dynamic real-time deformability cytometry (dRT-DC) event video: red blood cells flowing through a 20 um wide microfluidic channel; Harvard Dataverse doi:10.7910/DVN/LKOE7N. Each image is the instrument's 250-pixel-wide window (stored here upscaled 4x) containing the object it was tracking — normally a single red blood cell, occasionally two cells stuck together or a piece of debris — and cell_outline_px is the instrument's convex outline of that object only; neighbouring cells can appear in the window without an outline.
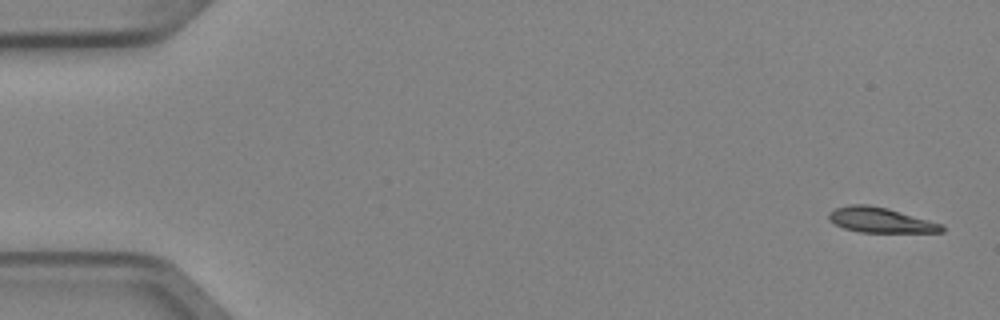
{"species": "Egyptian fruit bat (a non-hibernating species)", "species_latin": "Rousettus aegyptiacus", "temperature_condition": "cold", "stored_images_in_passage": 6, "camera_frame_rate_fps": 3000, "um_per_image_px": 0.085, "animal": {"sex": "female"}, "frame": {"image": 1, "passage_image": 1, "time_ms": 0.0, "image_size_px": [1000, 320], "cell_outline_px": [[944, 232], [860, 232], [844, 228], [828, 220], [828, 212], [836, 208], [848, 204], [868, 204], [888, 208], [944, 224]], "centroid_in_image_um": [74.84, 18.69], "position_along_channel_um": 10.2, "area_um2": 16.65}}
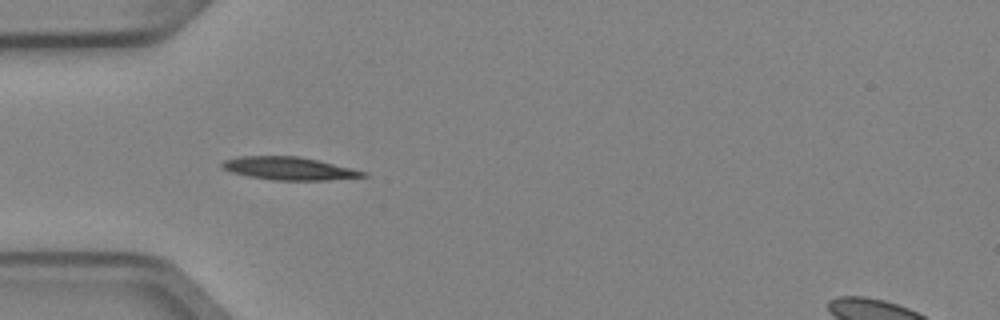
{"frame": {"image": 2, "passage_image": 5, "time_ms": 1.333, "image_size_px": [1000, 320], "cell_outline_px": [[368, 176], [328, 180], [272, 180], [248, 176], [232, 172], [224, 168], [220, 164], [224, 160], [240, 156], [300, 156], [320, 160], [368, 172]], "centroid_in_image_um": [24.61, 14.31], "position_along_channel_um": 60.4, "area_um2": 18.9}}
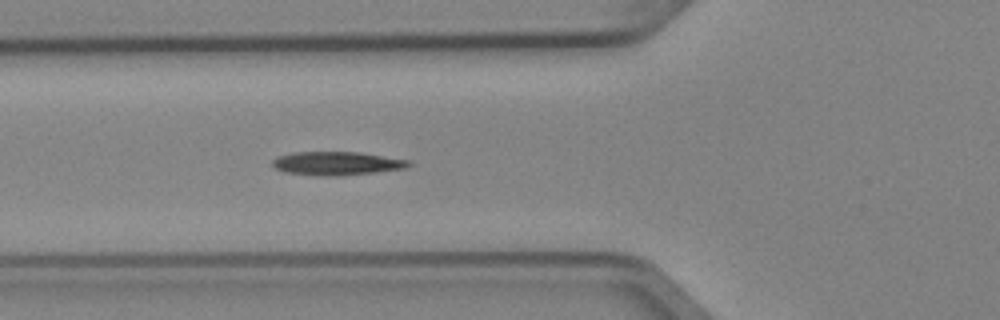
{"frame": {"image": 3, "passage_image": 6, "time_ms": 1.667, "image_size_px": [1000, 320], "cell_outline_px": [[412, 164], [408, 168], [376, 172], [340, 176], [320, 176], [284, 172], [276, 168], [272, 164], [272, 160], [276, 156], [292, 152], [360, 152], [408, 160]], "centroid_in_image_um": [28.61, 13.89], "position_along_channel_um": 97.2, "area_um2": 18.84}}